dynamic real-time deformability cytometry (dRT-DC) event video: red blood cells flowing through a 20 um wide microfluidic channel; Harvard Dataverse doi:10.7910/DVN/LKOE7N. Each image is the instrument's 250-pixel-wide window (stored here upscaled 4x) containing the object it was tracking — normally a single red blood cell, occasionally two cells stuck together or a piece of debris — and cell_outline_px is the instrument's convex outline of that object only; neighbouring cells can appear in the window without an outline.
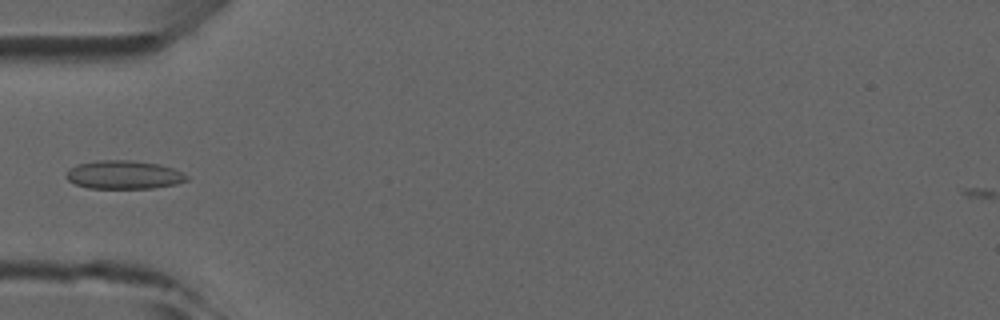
{"species": "common noctule bat (a hibernating species)", "species_latin": "Nyctalus noctula", "temperature_condition": "room temperature", "stored_images_in_passage": 5, "camera_frame_rate_fps": 3000, "um_per_image_px": 0.085, "animal": {"sex": "male", "forearm_length_mm": 52.5}, "frame": {"image": 1, "passage_image": 5, "time_ms": 5.333, "image_size_px": [1000, 320], "cell_outline_px": [[188, 180], [176, 184], [152, 188], [88, 188], [76, 184], [68, 180], [64, 176], [68, 168], [80, 164], [96, 160], [132, 160], [160, 164], [172, 168], [188, 176]], "centroid_in_image_um": [10.5, 14.85], "position_along_channel_um": 74.5, "area_um2": 20.0}}